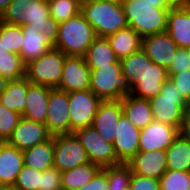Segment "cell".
<instances>
[{"mask_svg": "<svg viewBox=\"0 0 190 190\" xmlns=\"http://www.w3.org/2000/svg\"><path fill=\"white\" fill-rule=\"evenodd\" d=\"M30 83L26 77L5 81L4 85L0 88V103L6 108L23 115Z\"/></svg>", "mask_w": 190, "mask_h": 190, "instance_id": "obj_24", "label": "cell"}, {"mask_svg": "<svg viewBox=\"0 0 190 190\" xmlns=\"http://www.w3.org/2000/svg\"><path fill=\"white\" fill-rule=\"evenodd\" d=\"M51 89L48 86L30 83L25 99L26 108L22 116L37 123L45 124Z\"/></svg>", "mask_w": 190, "mask_h": 190, "instance_id": "obj_22", "label": "cell"}, {"mask_svg": "<svg viewBox=\"0 0 190 190\" xmlns=\"http://www.w3.org/2000/svg\"><path fill=\"white\" fill-rule=\"evenodd\" d=\"M179 134L190 141V107L186 110L184 118L182 120L181 127L179 129Z\"/></svg>", "mask_w": 190, "mask_h": 190, "instance_id": "obj_44", "label": "cell"}, {"mask_svg": "<svg viewBox=\"0 0 190 190\" xmlns=\"http://www.w3.org/2000/svg\"><path fill=\"white\" fill-rule=\"evenodd\" d=\"M81 13L93 27L96 37H108L128 27L122 4L103 0H82Z\"/></svg>", "mask_w": 190, "mask_h": 190, "instance_id": "obj_3", "label": "cell"}, {"mask_svg": "<svg viewBox=\"0 0 190 190\" xmlns=\"http://www.w3.org/2000/svg\"><path fill=\"white\" fill-rule=\"evenodd\" d=\"M87 162L86 151L74 133L54 135V167L64 172Z\"/></svg>", "mask_w": 190, "mask_h": 190, "instance_id": "obj_10", "label": "cell"}, {"mask_svg": "<svg viewBox=\"0 0 190 190\" xmlns=\"http://www.w3.org/2000/svg\"><path fill=\"white\" fill-rule=\"evenodd\" d=\"M123 190H132V189L130 188V186H128V187L124 188Z\"/></svg>", "mask_w": 190, "mask_h": 190, "instance_id": "obj_52", "label": "cell"}, {"mask_svg": "<svg viewBox=\"0 0 190 190\" xmlns=\"http://www.w3.org/2000/svg\"><path fill=\"white\" fill-rule=\"evenodd\" d=\"M179 135V129L153 120L140 129L139 151L166 150Z\"/></svg>", "mask_w": 190, "mask_h": 190, "instance_id": "obj_15", "label": "cell"}, {"mask_svg": "<svg viewBox=\"0 0 190 190\" xmlns=\"http://www.w3.org/2000/svg\"><path fill=\"white\" fill-rule=\"evenodd\" d=\"M7 53H8V51L4 45V37H0V55L7 54Z\"/></svg>", "mask_w": 190, "mask_h": 190, "instance_id": "obj_47", "label": "cell"}, {"mask_svg": "<svg viewBox=\"0 0 190 190\" xmlns=\"http://www.w3.org/2000/svg\"><path fill=\"white\" fill-rule=\"evenodd\" d=\"M149 4H178L176 0H143Z\"/></svg>", "mask_w": 190, "mask_h": 190, "instance_id": "obj_45", "label": "cell"}, {"mask_svg": "<svg viewBox=\"0 0 190 190\" xmlns=\"http://www.w3.org/2000/svg\"><path fill=\"white\" fill-rule=\"evenodd\" d=\"M123 113L139 129L145 128L154 119L148 99H141L130 94L121 99Z\"/></svg>", "mask_w": 190, "mask_h": 190, "instance_id": "obj_25", "label": "cell"}, {"mask_svg": "<svg viewBox=\"0 0 190 190\" xmlns=\"http://www.w3.org/2000/svg\"><path fill=\"white\" fill-rule=\"evenodd\" d=\"M24 165L43 172L54 166V136L23 151Z\"/></svg>", "mask_w": 190, "mask_h": 190, "instance_id": "obj_26", "label": "cell"}, {"mask_svg": "<svg viewBox=\"0 0 190 190\" xmlns=\"http://www.w3.org/2000/svg\"><path fill=\"white\" fill-rule=\"evenodd\" d=\"M12 0H0V16Z\"/></svg>", "mask_w": 190, "mask_h": 190, "instance_id": "obj_46", "label": "cell"}, {"mask_svg": "<svg viewBox=\"0 0 190 190\" xmlns=\"http://www.w3.org/2000/svg\"><path fill=\"white\" fill-rule=\"evenodd\" d=\"M101 101L90 89L69 92L70 134L92 126Z\"/></svg>", "mask_w": 190, "mask_h": 190, "instance_id": "obj_9", "label": "cell"}, {"mask_svg": "<svg viewBox=\"0 0 190 190\" xmlns=\"http://www.w3.org/2000/svg\"><path fill=\"white\" fill-rule=\"evenodd\" d=\"M0 190H16L13 187H0Z\"/></svg>", "mask_w": 190, "mask_h": 190, "instance_id": "obj_49", "label": "cell"}, {"mask_svg": "<svg viewBox=\"0 0 190 190\" xmlns=\"http://www.w3.org/2000/svg\"><path fill=\"white\" fill-rule=\"evenodd\" d=\"M90 69L109 64H121L106 37H96L84 55Z\"/></svg>", "mask_w": 190, "mask_h": 190, "instance_id": "obj_27", "label": "cell"}, {"mask_svg": "<svg viewBox=\"0 0 190 190\" xmlns=\"http://www.w3.org/2000/svg\"><path fill=\"white\" fill-rule=\"evenodd\" d=\"M166 32L178 48L190 49V3H178L169 9Z\"/></svg>", "mask_w": 190, "mask_h": 190, "instance_id": "obj_19", "label": "cell"}, {"mask_svg": "<svg viewBox=\"0 0 190 190\" xmlns=\"http://www.w3.org/2000/svg\"><path fill=\"white\" fill-rule=\"evenodd\" d=\"M109 3H114V4H123L124 0H103Z\"/></svg>", "mask_w": 190, "mask_h": 190, "instance_id": "obj_48", "label": "cell"}, {"mask_svg": "<svg viewBox=\"0 0 190 190\" xmlns=\"http://www.w3.org/2000/svg\"><path fill=\"white\" fill-rule=\"evenodd\" d=\"M168 73H179L190 70V52L189 49L178 48L170 66Z\"/></svg>", "mask_w": 190, "mask_h": 190, "instance_id": "obj_41", "label": "cell"}, {"mask_svg": "<svg viewBox=\"0 0 190 190\" xmlns=\"http://www.w3.org/2000/svg\"><path fill=\"white\" fill-rule=\"evenodd\" d=\"M50 16L58 23L66 21L81 12L82 0H47Z\"/></svg>", "mask_w": 190, "mask_h": 190, "instance_id": "obj_32", "label": "cell"}, {"mask_svg": "<svg viewBox=\"0 0 190 190\" xmlns=\"http://www.w3.org/2000/svg\"><path fill=\"white\" fill-rule=\"evenodd\" d=\"M78 190H108L107 167L102 168L90 182Z\"/></svg>", "mask_w": 190, "mask_h": 190, "instance_id": "obj_43", "label": "cell"}, {"mask_svg": "<svg viewBox=\"0 0 190 190\" xmlns=\"http://www.w3.org/2000/svg\"><path fill=\"white\" fill-rule=\"evenodd\" d=\"M167 170L190 172V141L180 134L166 149Z\"/></svg>", "mask_w": 190, "mask_h": 190, "instance_id": "obj_29", "label": "cell"}, {"mask_svg": "<svg viewBox=\"0 0 190 190\" xmlns=\"http://www.w3.org/2000/svg\"><path fill=\"white\" fill-rule=\"evenodd\" d=\"M65 55L57 48L49 49L26 64L25 77L32 83L57 88L62 78Z\"/></svg>", "mask_w": 190, "mask_h": 190, "instance_id": "obj_7", "label": "cell"}, {"mask_svg": "<svg viewBox=\"0 0 190 190\" xmlns=\"http://www.w3.org/2000/svg\"><path fill=\"white\" fill-rule=\"evenodd\" d=\"M102 168L90 161L62 172V190H78L85 186Z\"/></svg>", "mask_w": 190, "mask_h": 190, "instance_id": "obj_30", "label": "cell"}, {"mask_svg": "<svg viewBox=\"0 0 190 190\" xmlns=\"http://www.w3.org/2000/svg\"><path fill=\"white\" fill-rule=\"evenodd\" d=\"M62 172L57 167L45 169L41 173L42 190H62L61 188Z\"/></svg>", "mask_w": 190, "mask_h": 190, "instance_id": "obj_39", "label": "cell"}, {"mask_svg": "<svg viewBox=\"0 0 190 190\" xmlns=\"http://www.w3.org/2000/svg\"><path fill=\"white\" fill-rule=\"evenodd\" d=\"M22 115L0 103V140L6 142L17 126Z\"/></svg>", "mask_w": 190, "mask_h": 190, "instance_id": "obj_38", "label": "cell"}, {"mask_svg": "<svg viewBox=\"0 0 190 190\" xmlns=\"http://www.w3.org/2000/svg\"><path fill=\"white\" fill-rule=\"evenodd\" d=\"M122 114L121 100L101 101L92 126L105 141L113 144L117 124Z\"/></svg>", "mask_w": 190, "mask_h": 190, "instance_id": "obj_18", "label": "cell"}, {"mask_svg": "<svg viewBox=\"0 0 190 190\" xmlns=\"http://www.w3.org/2000/svg\"><path fill=\"white\" fill-rule=\"evenodd\" d=\"M168 78L167 68L153 63L145 54V68L130 85L129 94L141 99L152 98L160 93L164 81Z\"/></svg>", "mask_w": 190, "mask_h": 190, "instance_id": "obj_11", "label": "cell"}, {"mask_svg": "<svg viewBox=\"0 0 190 190\" xmlns=\"http://www.w3.org/2000/svg\"><path fill=\"white\" fill-rule=\"evenodd\" d=\"M168 75L178 88L183 99L190 104V70L179 73H168Z\"/></svg>", "mask_w": 190, "mask_h": 190, "instance_id": "obj_40", "label": "cell"}, {"mask_svg": "<svg viewBox=\"0 0 190 190\" xmlns=\"http://www.w3.org/2000/svg\"><path fill=\"white\" fill-rule=\"evenodd\" d=\"M119 60L141 49L142 37L134 29L126 27L107 37Z\"/></svg>", "mask_w": 190, "mask_h": 190, "instance_id": "obj_28", "label": "cell"}, {"mask_svg": "<svg viewBox=\"0 0 190 190\" xmlns=\"http://www.w3.org/2000/svg\"><path fill=\"white\" fill-rule=\"evenodd\" d=\"M132 172L127 163L107 167L108 190H123L130 185Z\"/></svg>", "mask_w": 190, "mask_h": 190, "instance_id": "obj_33", "label": "cell"}, {"mask_svg": "<svg viewBox=\"0 0 190 190\" xmlns=\"http://www.w3.org/2000/svg\"><path fill=\"white\" fill-rule=\"evenodd\" d=\"M0 37H4V45L8 52L20 55L23 38L22 26L0 21Z\"/></svg>", "mask_w": 190, "mask_h": 190, "instance_id": "obj_36", "label": "cell"}, {"mask_svg": "<svg viewBox=\"0 0 190 190\" xmlns=\"http://www.w3.org/2000/svg\"><path fill=\"white\" fill-rule=\"evenodd\" d=\"M41 171L23 165L19 172L13 188L16 190H38L41 189Z\"/></svg>", "mask_w": 190, "mask_h": 190, "instance_id": "obj_37", "label": "cell"}, {"mask_svg": "<svg viewBox=\"0 0 190 190\" xmlns=\"http://www.w3.org/2000/svg\"><path fill=\"white\" fill-rule=\"evenodd\" d=\"M25 67L19 54L8 52L0 55V75L4 81L25 77Z\"/></svg>", "mask_w": 190, "mask_h": 190, "instance_id": "obj_31", "label": "cell"}, {"mask_svg": "<svg viewBox=\"0 0 190 190\" xmlns=\"http://www.w3.org/2000/svg\"><path fill=\"white\" fill-rule=\"evenodd\" d=\"M129 186L132 190H161L159 179L143 177L135 173H132Z\"/></svg>", "mask_w": 190, "mask_h": 190, "instance_id": "obj_42", "label": "cell"}, {"mask_svg": "<svg viewBox=\"0 0 190 190\" xmlns=\"http://www.w3.org/2000/svg\"><path fill=\"white\" fill-rule=\"evenodd\" d=\"M178 3H190V0H176Z\"/></svg>", "mask_w": 190, "mask_h": 190, "instance_id": "obj_51", "label": "cell"}, {"mask_svg": "<svg viewBox=\"0 0 190 190\" xmlns=\"http://www.w3.org/2000/svg\"><path fill=\"white\" fill-rule=\"evenodd\" d=\"M90 90L102 101L121 100L130 92L121 64H109L91 69Z\"/></svg>", "mask_w": 190, "mask_h": 190, "instance_id": "obj_6", "label": "cell"}, {"mask_svg": "<svg viewBox=\"0 0 190 190\" xmlns=\"http://www.w3.org/2000/svg\"><path fill=\"white\" fill-rule=\"evenodd\" d=\"M5 81L2 78V76L0 75V88L4 85Z\"/></svg>", "mask_w": 190, "mask_h": 190, "instance_id": "obj_50", "label": "cell"}, {"mask_svg": "<svg viewBox=\"0 0 190 190\" xmlns=\"http://www.w3.org/2000/svg\"><path fill=\"white\" fill-rule=\"evenodd\" d=\"M95 38L93 27L80 12L78 15L59 23L55 48L67 56H84Z\"/></svg>", "mask_w": 190, "mask_h": 190, "instance_id": "obj_4", "label": "cell"}, {"mask_svg": "<svg viewBox=\"0 0 190 190\" xmlns=\"http://www.w3.org/2000/svg\"><path fill=\"white\" fill-rule=\"evenodd\" d=\"M51 136L45 124L37 123L22 116L6 142L20 151H24L47 141Z\"/></svg>", "mask_w": 190, "mask_h": 190, "instance_id": "obj_16", "label": "cell"}, {"mask_svg": "<svg viewBox=\"0 0 190 190\" xmlns=\"http://www.w3.org/2000/svg\"><path fill=\"white\" fill-rule=\"evenodd\" d=\"M159 181L161 190H190V172L166 170Z\"/></svg>", "mask_w": 190, "mask_h": 190, "instance_id": "obj_35", "label": "cell"}, {"mask_svg": "<svg viewBox=\"0 0 190 190\" xmlns=\"http://www.w3.org/2000/svg\"><path fill=\"white\" fill-rule=\"evenodd\" d=\"M123 8L129 27L140 37L167 30V14L177 4H149L143 0H124Z\"/></svg>", "mask_w": 190, "mask_h": 190, "instance_id": "obj_2", "label": "cell"}, {"mask_svg": "<svg viewBox=\"0 0 190 190\" xmlns=\"http://www.w3.org/2000/svg\"><path fill=\"white\" fill-rule=\"evenodd\" d=\"M141 49L153 63L168 68L175 57L178 46L165 31L143 37Z\"/></svg>", "mask_w": 190, "mask_h": 190, "instance_id": "obj_17", "label": "cell"}, {"mask_svg": "<svg viewBox=\"0 0 190 190\" xmlns=\"http://www.w3.org/2000/svg\"><path fill=\"white\" fill-rule=\"evenodd\" d=\"M90 78L91 69L84 56H66L57 89L65 92L85 91L90 89Z\"/></svg>", "mask_w": 190, "mask_h": 190, "instance_id": "obj_13", "label": "cell"}, {"mask_svg": "<svg viewBox=\"0 0 190 190\" xmlns=\"http://www.w3.org/2000/svg\"><path fill=\"white\" fill-rule=\"evenodd\" d=\"M84 147L88 160L101 168L118 165L112 143L105 141L93 126L80 128L74 132Z\"/></svg>", "mask_w": 190, "mask_h": 190, "instance_id": "obj_8", "label": "cell"}, {"mask_svg": "<svg viewBox=\"0 0 190 190\" xmlns=\"http://www.w3.org/2000/svg\"><path fill=\"white\" fill-rule=\"evenodd\" d=\"M23 165V151L7 142H2L0 145V187H13Z\"/></svg>", "mask_w": 190, "mask_h": 190, "instance_id": "obj_21", "label": "cell"}, {"mask_svg": "<svg viewBox=\"0 0 190 190\" xmlns=\"http://www.w3.org/2000/svg\"><path fill=\"white\" fill-rule=\"evenodd\" d=\"M148 100L155 121L180 129L184 114L190 105L183 99L170 78L164 81L160 93Z\"/></svg>", "mask_w": 190, "mask_h": 190, "instance_id": "obj_5", "label": "cell"}, {"mask_svg": "<svg viewBox=\"0 0 190 190\" xmlns=\"http://www.w3.org/2000/svg\"><path fill=\"white\" fill-rule=\"evenodd\" d=\"M127 164L132 173L160 179L167 170L166 150L139 151Z\"/></svg>", "mask_w": 190, "mask_h": 190, "instance_id": "obj_20", "label": "cell"}, {"mask_svg": "<svg viewBox=\"0 0 190 190\" xmlns=\"http://www.w3.org/2000/svg\"><path fill=\"white\" fill-rule=\"evenodd\" d=\"M46 113L45 125L52 136L70 134L69 92L52 88Z\"/></svg>", "mask_w": 190, "mask_h": 190, "instance_id": "obj_12", "label": "cell"}, {"mask_svg": "<svg viewBox=\"0 0 190 190\" xmlns=\"http://www.w3.org/2000/svg\"><path fill=\"white\" fill-rule=\"evenodd\" d=\"M139 137L140 129L136 128L123 113L113 141L117 159L121 163L129 162L139 152Z\"/></svg>", "mask_w": 190, "mask_h": 190, "instance_id": "obj_14", "label": "cell"}, {"mask_svg": "<svg viewBox=\"0 0 190 190\" xmlns=\"http://www.w3.org/2000/svg\"><path fill=\"white\" fill-rule=\"evenodd\" d=\"M22 33L20 56L25 65L32 60H36L49 49L55 48V44L41 30L27 29L22 26Z\"/></svg>", "mask_w": 190, "mask_h": 190, "instance_id": "obj_23", "label": "cell"}, {"mask_svg": "<svg viewBox=\"0 0 190 190\" xmlns=\"http://www.w3.org/2000/svg\"><path fill=\"white\" fill-rule=\"evenodd\" d=\"M122 73L131 85L145 68V52L140 49L120 60Z\"/></svg>", "mask_w": 190, "mask_h": 190, "instance_id": "obj_34", "label": "cell"}, {"mask_svg": "<svg viewBox=\"0 0 190 190\" xmlns=\"http://www.w3.org/2000/svg\"><path fill=\"white\" fill-rule=\"evenodd\" d=\"M0 21L41 30L56 44L59 23L50 16L47 0H12L0 16Z\"/></svg>", "mask_w": 190, "mask_h": 190, "instance_id": "obj_1", "label": "cell"}]
</instances>
